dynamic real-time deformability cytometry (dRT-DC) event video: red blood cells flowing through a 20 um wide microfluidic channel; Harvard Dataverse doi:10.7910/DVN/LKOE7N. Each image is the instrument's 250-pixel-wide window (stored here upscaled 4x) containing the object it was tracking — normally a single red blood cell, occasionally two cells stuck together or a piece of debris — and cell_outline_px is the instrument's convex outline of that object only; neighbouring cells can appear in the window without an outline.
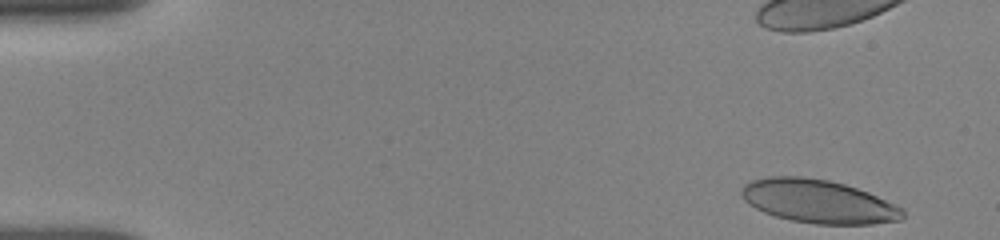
{"species": "human", "species_latin": "Homo sapiens", "temperature_condition": "room temperature", "stored_images_in_passage": 16, "camera_frame_rate_fps": 3000, "um_per_image_px": 0.085, "donor": {"sex": "female"}, "frame": {"image": 1, "passage_image": 1, "time_ms": 0.0, "image_size_px": [1000, 240], "cell_outline_px": [[904, 216], [900, 220], [872, 224], [816, 224], [792, 220], [776, 216], [764, 212], [756, 208], [744, 200], [740, 192], [744, 184], [752, 180], [768, 176], [800, 176], [828, 180], [844, 184], [868, 192], [896, 204], [904, 208]], "centroid_in_image_um": [69.57, 17.11], "position_along_channel_um": 15.4, "area_um2": 40.75}}